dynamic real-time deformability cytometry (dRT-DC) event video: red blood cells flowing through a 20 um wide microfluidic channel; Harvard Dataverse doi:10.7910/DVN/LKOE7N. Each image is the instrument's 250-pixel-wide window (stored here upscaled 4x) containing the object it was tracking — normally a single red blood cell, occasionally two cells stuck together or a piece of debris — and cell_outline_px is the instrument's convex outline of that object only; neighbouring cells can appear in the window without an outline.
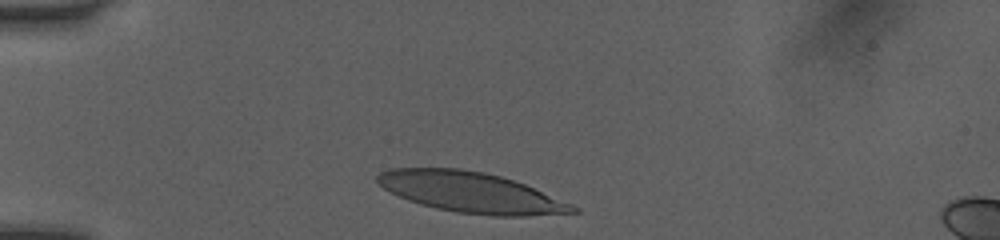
{"species": "human", "species_latin": "Homo sapiens", "temperature_condition": "room temperature", "stored_images_in_passage": 31, "camera_frame_rate_fps": 3000, "um_per_image_px": 0.085, "donor": {"sex": "female"}, "frame": {"image": 1, "passage_image": 2, "time_ms": 0.333, "image_size_px": [1000, 240], "cell_outline_px": [[580, 212], [524, 216], [492, 216], [456, 212], [436, 208], [420, 204], [408, 200], [384, 188], [376, 180], [376, 176], [380, 172], [392, 168], [460, 168], [484, 172], [500, 176], [524, 184], [572, 204], [580, 208]], "centroid_in_image_um": [40.03, 16.35], "position_along_channel_um": 45.0, "area_um2": 45.84}}
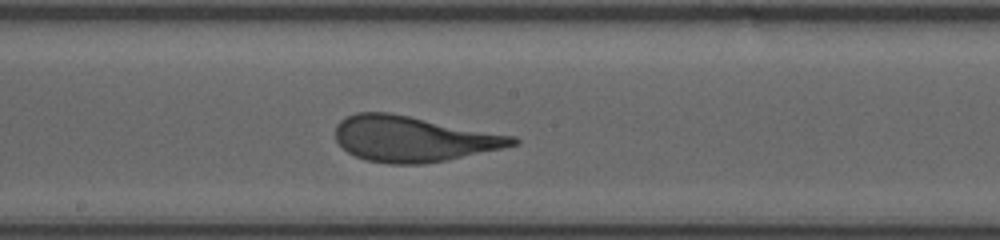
{"frame": {"image": 2, "passage_image": 17, "time_ms": 5.333, "image_size_px": [1000, 240], "cell_outline_px": [[520, 144], [444, 160], [424, 164], [388, 164], [368, 160], [356, 156], [348, 152], [336, 140], [336, 124], [340, 120], [356, 112], [388, 112], [516, 136], [520, 140]], "centroid_in_image_um": [35.12, 11.8], "position_along_channel_um": 213.1, "area_um2": 46.7}}
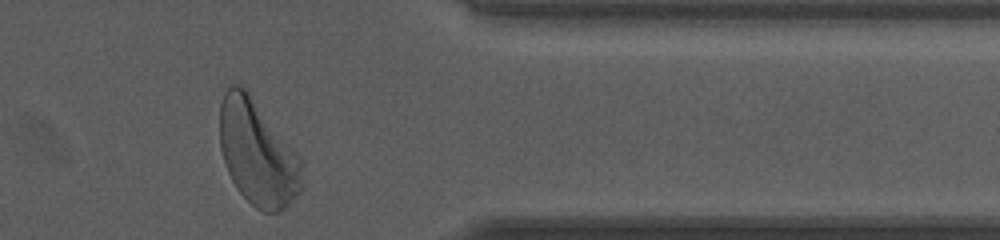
{"frame": {"image": 3, "passage_image": 31, "time_ms": 10.0, "image_size_px": [1000, 240], "cell_outline_px": [[304, 188], [280, 212], [264, 212], [256, 208], [236, 188], [224, 164], [220, 148], [220, 104], [224, 92], [232, 84], [240, 84], [248, 92], [304, 160]], "centroid_in_image_um": [21.93, 13.03], "position_along_channel_um": 389.5, "area_um2": 50.86}, "authors_computed_cell_mechanics": {"area_um2": 46.818, "velocity_mm_per_s": 4.0282, "shape_relaxation_time_tau1_ms": 3.308, "shape_relaxation_time_tau2_ms": null, "deformation_change_tau1": 0.2029, "deformation_change_tau2": null}}